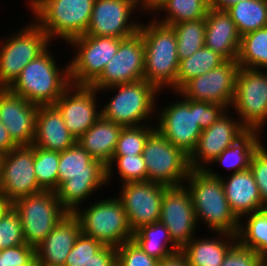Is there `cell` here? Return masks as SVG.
<instances>
[{
  "mask_svg": "<svg viewBox=\"0 0 267 266\" xmlns=\"http://www.w3.org/2000/svg\"><path fill=\"white\" fill-rule=\"evenodd\" d=\"M181 100V101H180ZM158 110L156 130L188 156L195 150L202 130L227 111L224 105L184 98ZM160 115V116H158Z\"/></svg>",
  "mask_w": 267,
  "mask_h": 266,
  "instance_id": "6da1fadb",
  "label": "cell"
},
{
  "mask_svg": "<svg viewBox=\"0 0 267 266\" xmlns=\"http://www.w3.org/2000/svg\"><path fill=\"white\" fill-rule=\"evenodd\" d=\"M104 185H107L106 166L94 160L77 142L59 152L58 189L55 192L68 213H74L83 200Z\"/></svg>",
  "mask_w": 267,
  "mask_h": 266,
  "instance_id": "7a4b0ae2",
  "label": "cell"
},
{
  "mask_svg": "<svg viewBox=\"0 0 267 266\" xmlns=\"http://www.w3.org/2000/svg\"><path fill=\"white\" fill-rule=\"evenodd\" d=\"M184 185L189 190L197 222L212 232L237 235L240 220L231 211L220 177L191 169Z\"/></svg>",
  "mask_w": 267,
  "mask_h": 266,
  "instance_id": "3957f363",
  "label": "cell"
},
{
  "mask_svg": "<svg viewBox=\"0 0 267 266\" xmlns=\"http://www.w3.org/2000/svg\"><path fill=\"white\" fill-rule=\"evenodd\" d=\"M139 33L145 48L144 80L160 91L169 88L176 92L179 57L173 28L153 18L147 25L140 24Z\"/></svg>",
  "mask_w": 267,
  "mask_h": 266,
  "instance_id": "277c9868",
  "label": "cell"
},
{
  "mask_svg": "<svg viewBox=\"0 0 267 266\" xmlns=\"http://www.w3.org/2000/svg\"><path fill=\"white\" fill-rule=\"evenodd\" d=\"M55 60L48 47L24 67L8 89L36 105H53L71 85L69 64L59 69Z\"/></svg>",
  "mask_w": 267,
  "mask_h": 266,
  "instance_id": "5b68a950",
  "label": "cell"
},
{
  "mask_svg": "<svg viewBox=\"0 0 267 266\" xmlns=\"http://www.w3.org/2000/svg\"><path fill=\"white\" fill-rule=\"evenodd\" d=\"M95 0H29L34 21L48 35L68 43L85 35Z\"/></svg>",
  "mask_w": 267,
  "mask_h": 266,
  "instance_id": "8992f818",
  "label": "cell"
},
{
  "mask_svg": "<svg viewBox=\"0 0 267 266\" xmlns=\"http://www.w3.org/2000/svg\"><path fill=\"white\" fill-rule=\"evenodd\" d=\"M117 90L115 96L101 108L102 117L123 127L140 126L149 121L155 112L156 96L160 90L148 81L141 79L100 89L98 92ZM145 121V122H144ZM143 122V123H142Z\"/></svg>",
  "mask_w": 267,
  "mask_h": 266,
  "instance_id": "52a82bcc",
  "label": "cell"
},
{
  "mask_svg": "<svg viewBox=\"0 0 267 266\" xmlns=\"http://www.w3.org/2000/svg\"><path fill=\"white\" fill-rule=\"evenodd\" d=\"M90 204L83 210L78 208L73 213L80 222L82 234L115 248L132 240L133 232L118 197L103 198Z\"/></svg>",
  "mask_w": 267,
  "mask_h": 266,
  "instance_id": "ba28073f",
  "label": "cell"
},
{
  "mask_svg": "<svg viewBox=\"0 0 267 266\" xmlns=\"http://www.w3.org/2000/svg\"><path fill=\"white\" fill-rule=\"evenodd\" d=\"M18 213L26 244L37 247L68 212L61 206L55 191L41 192L12 203Z\"/></svg>",
  "mask_w": 267,
  "mask_h": 266,
  "instance_id": "9c48e42d",
  "label": "cell"
},
{
  "mask_svg": "<svg viewBox=\"0 0 267 266\" xmlns=\"http://www.w3.org/2000/svg\"><path fill=\"white\" fill-rule=\"evenodd\" d=\"M143 159L147 181L167 187L181 186L190 172L189 156L155 130L146 140Z\"/></svg>",
  "mask_w": 267,
  "mask_h": 266,
  "instance_id": "30bf717a",
  "label": "cell"
},
{
  "mask_svg": "<svg viewBox=\"0 0 267 266\" xmlns=\"http://www.w3.org/2000/svg\"><path fill=\"white\" fill-rule=\"evenodd\" d=\"M125 38L82 35L71 39L69 46L76 48L69 64V78L73 85L90 86L115 56Z\"/></svg>",
  "mask_w": 267,
  "mask_h": 266,
  "instance_id": "8fae6325",
  "label": "cell"
},
{
  "mask_svg": "<svg viewBox=\"0 0 267 266\" xmlns=\"http://www.w3.org/2000/svg\"><path fill=\"white\" fill-rule=\"evenodd\" d=\"M30 24V25H29ZM0 41V80L9 87L24 67L50 45L48 35L34 21ZM3 41V42H2Z\"/></svg>",
  "mask_w": 267,
  "mask_h": 266,
  "instance_id": "7c38bea8",
  "label": "cell"
},
{
  "mask_svg": "<svg viewBox=\"0 0 267 266\" xmlns=\"http://www.w3.org/2000/svg\"><path fill=\"white\" fill-rule=\"evenodd\" d=\"M247 130L262 132L267 122V73L239 68L232 106Z\"/></svg>",
  "mask_w": 267,
  "mask_h": 266,
  "instance_id": "4fadbf2b",
  "label": "cell"
},
{
  "mask_svg": "<svg viewBox=\"0 0 267 266\" xmlns=\"http://www.w3.org/2000/svg\"><path fill=\"white\" fill-rule=\"evenodd\" d=\"M43 191L34 172V146H19L0 156V194L11 204Z\"/></svg>",
  "mask_w": 267,
  "mask_h": 266,
  "instance_id": "5bb4252c",
  "label": "cell"
},
{
  "mask_svg": "<svg viewBox=\"0 0 267 266\" xmlns=\"http://www.w3.org/2000/svg\"><path fill=\"white\" fill-rule=\"evenodd\" d=\"M237 60H226L219 67L187 81L177 92L190 100L218 103L227 109L235 98Z\"/></svg>",
  "mask_w": 267,
  "mask_h": 266,
  "instance_id": "9a60e30c",
  "label": "cell"
},
{
  "mask_svg": "<svg viewBox=\"0 0 267 266\" xmlns=\"http://www.w3.org/2000/svg\"><path fill=\"white\" fill-rule=\"evenodd\" d=\"M144 0H95L85 35L128 38L139 32L141 22L130 20Z\"/></svg>",
  "mask_w": 267,
  "mask_h": 266,
  "instance_id": "2e32d148",
  "label": "cell"
},
{
  "mask_svg": "<svg viewBox=\"0 0 267 266\" xmlns=\"http://www.w3.org/2000/svg\"><path fill=\"white\" fill-rule=\"evenodd\" d=\"M166 188L165 185L149 181L122 184L118 198L123 204L133 233L142 226L160 220L162 197Z\"/></svg>",
  "mask_w": 267,
  "mask_h": 266,
  "instance_id": "e0dca14e",
  "label": "cell"
},
{
  "mask_svg": "<svg viewBox=\"0 0 267 266\" xmlns=\"http://www.w3.org/2000/svg\"><path fill=\"white\" fill-rule=\"evenodd\" d=\"M145 48L141 34L120 42L115 56L106 64L101 75L90 85L96 90L144 79Z\"/></svg>",
  "mask_w": 267,
  "mask_h": 266,
  "instance_id": "ac0fdd59",
  "label": "cell"
},
{
  "mask_svg": "<svg viewBox=\"0 0 267 266\" xmlns=\"http://www.w3.org/2000/svg\"><path fill=\"white\" fill-rule=\"evenodd\" d=\"M159 221L167 227L171 238L180 249L195 237L198 222L186 186L165 189Z\"/></svg>",
  "mask_w": 267,
  "mask_h": 266,
  "instance_id": "d6986e66",
  "label": "cell"
},
{
  "mask_svg": "<svg viewBox=\"0 0 267 266\" xmlns=\"http://www.w3.org/2000/svg\"><path fill=\"white\" fill-rule=\"evenodd\" d=\"M97 93L91 86L71 84L53 104L76 140L102 116L96 105Z\"/></svg>",
  "mask_w": 267,
  "mask_h": 266,
  "instance_id": "ffe728a7",
  "label": "cell"
},
{
  "mask_svg": "<svg viewBox=\"0 0 267 266\" xmlns=\"http://www.w3.org/2000/svg\"><path fill=\"white\" fill-rule=\"evenodd\" d=\"M228 114L227 111L209 128L202 130L197 146L189 156L190 169H207L209 164L212 165L225 149L247 131L238 118Z\"/></svg>",
  "mask_w": 267,
  "mask_h": 266,
  "instance_id": "44dd1931",
  "label": "cell"
},
{
  "mask_svg": "<svg viewBox=\"0 0 267 266\" xmlns=\"http://www.w3.org/2000/svg\"><path fill=\"white\" fill-rule=\"evenodd\" d=\"M38 108L9 89L0 96V120L18 147L33 144Z\"/></svg>",
  "mask_w": 267,
  "mask_h": 266,
  "instance_id": "7402d4cb",
  "label": "cell"
},
{
  "mask_svg": "<svg viewBox=\"0 0 267 266\" xmlns=\"http://www.w3.org/2000/svg\"><path fill=\"white\" fill-rule=\"evenodd\" d=\"M205 170L211 176L220 177L230 209L240 221L243 220L244 215L266 208L254 176L249 168L244 171L232 173L226 180L209 167Z\"/></svg>",
  "mask_w": 267,
  "mask_h": 266,
  "instance_id": "603a6c76",
  "label": "cell"
},
{
  "mask_svg": "<svg viewBox=\"0 0 267 266\" xmlns=\"http://www.w3.org/2000/svg\"><path fill=\"white\" fill-rule=\"evenodd\" d=\"M81 233V225L73 213H68L47 237L35 247L36 257L44 266H64L66 257Z\"/></svg>",
  "mask_w": 267,
  "mask_h": 266,
  "instance_id": "cb8c5ba5",
  "label": "cell"
},
{
  "mask_svg": "<svg viewBox=\"0 0 267 266\" xmlns=\"http://www.w3.org/2000/svg\"><path fill=\"white\" fill-rule=\"evenodd\" d=\"M205 26V47L217 52L225 60H237L241 35L230 14L226 10L210 7Z\"/></svg>",
  "mask_w": 267,
  "mask_h": 266,
  "instance_id": "d4e9b609",
  "label": "cell"
},
{
  "mask_svg": "<svg viewBox=\"0 0 267 266\" xmlns=\"http://www.w3.org/2000/svg\"><path fill=\"white\" fill-rule=\"evenodd\" d=\"M76 143L54 105H40L35 119L33 146L62 152Z\"/></svg>",
  "mask_w": 267,
  "mask_h": 266,
  "instance_id": "484cf974",
  "label": "cell"
},
{
  "mask_svg": "<svg viewBox=\"0 0 267 266\" xmlns=\"http://www.w3.org/2000/svg\"><path fill=\"white\" fill-rule=\"evenodd\" d=\"M122 128V125L106 120L101 116L76 142L94 160H99L107 167L112 160Z\"/></svg>",
  "mask_w": 267,
  "mask_h": 266,
  "instance_id": "4316f807",
  "label": "cell"
},
{
  "mask_svg": "<svg viewBox=\"0 0 267 266\" xmlns=\"http://www.w3.org/2000/svg\"><path fill=\"white\" fill-rule=\"evenodd\" d=\"M215 234L219 235V237L215 235L216 239H197L196 236V239L194 237L181 249L189 266H221L225 255L237 242V235L225 232H215Z\"/></svg>",
  "mask_w": 267,
  "mask_h": 266,
  "instance_id": "83f0119b",
  "label": "cell"
},
{
  "mask_svg": "<svg viewBox=\"0 0 267 266\" xmlns=\"http://www.w3.org/2000/svg\"><path fill=\"white\" fill-rule=\"evenodd\" d=\"M132 240L150 257L161 261L181 249L174 243L167 227L160 221L137 229Z\"/></svg>",
  "mask_w": 267,
  "mask_h": 266,
  "instance_id": "f1b7e54d",
  "label": "cell"
},
{
  "mask_svg": "<svg viewBox=\"0 0 267 266\" xmlns=\"http://www.w3.org/2000/svg\"><path fill=\"white\" fill-rule=\"evenodd\" d=\"M261 132L247 130L229 148L225 149L213 162L220 163L224 168L231 169L233 173L244 171L249 168L253 152L259 147Z\"/></svg>",
  "mask_w": 267,
  "mask_h": 266,
  "instance_id": "f546056e",
  "label": "cell"
},
{
  "mask_svg": "<svg viewBox=\"0 0 267 266\" xmlns=\"http://www.w3.org/2000/svg\"><path fill=\"white\" fill-rule=\"evenodd\" d=\"M244 216L245 218L247 216V223L240 221L237 241L242 246L254 250L265 260L267 258V208Z\"/></svg>",
  "mask_w": 267,
  "mask_h": 266,
  "instance_id": "4dcf8cb0",
  "label": "cell"
},
{
  "mask_svg": "<svg viewBox=\"0 0 267 266\" xmlns=\"http://www.w3.org/2000/svg\"><path fill=\"white\" fill-rule=\"evenodd\" d=\"M237 62L240 68L267 72V27L241 36Z\"/></svg>",
  "mask_w": 267,
  "mask_h": 266,
  "instance_id": "1f68e13d",
  "label": "cell"
},
{
  "mask_svg": "<svg viewBox=\"0 0 267 266\" xmlns=\"http://www.w3.org/2000/svg\"><path fill=\"white\" fill-rule=\"evenodd\" d=\"M242 36L267 27V0H243L226 10Z\"/></svg>",
  "mask_w": 267,
  "mask_h": 266,
  "instance_id": "d6a6232c",
  "label": "cell"
},
{
  "mask_svg": "<svg viewBox=\"0 0 267 266\" xmlns=\"http://www.w3.org/2000/svg\"><path fill=\"white\" fill-rule=\"evenodd\" d=\"M210 9L209 0H165L156 10L157 15L164 11L166 15L160 20L154 18L157 22L165 25L178 24L185 21H194L203 19L207 16Z\"/></svg>",
  "mask_w": 267,
  "mask_h": 266,
  "instance_id": "836d02e7",
  "label": "cell"
},
{
  "mask_svg": "<svg viewBox=\"0 0 267 266\" xmlns=\"http://www.w3.org/2000/svg\"><path fill=\"white\" fill-rule=\"evenodd\" d=\"M226 60L213 50L203 47L189 58L179 61L176 92L189 80L219 67Z\"/></svg>",
  "mask_w": 267,
  "mask_h": 266,
  "instance_id": "e575fe53",
  "label": "cell"
},
{
  "mask_svg": "<svg viewBox=\"0 0 267 266\" xmlns=\"http://www.w3.org/2000/svg\"><path fill=\"white\" fill-rule=\"evenodd\" d=\"M177 37L179 61L189 58L205 46V18L170 25Z\"/></svg>",
  "mask_w": 267,
  "mask_h": 266,
  "instance_id": "d590c367",
  "label": "cell"
},
{
  "mask_svg": "<svg viewBox=\"0 0 267 266\" xmlns=\"http://www.w3.org/2000/svg\"><path fill=\"white\" fill-rule=\"evenodd\" d=\"M59 152L34 146V172L43 190L58 189Z\"/></svg>",
  "mask_w": 267,
  "mask_h": 266,
  "instance_id": "8d00e7d4",
  "label": "cell"
},
{
  "mask_svg": "<svg viewBox=\"0 0 267 266\" xmlns=\"http://www.w3.org/2000/svg\"><path fill=\"white\" fill-rule=\"evenodd\" d=\"M113 165L117 167L122 184L127 182L147 181V168L142 154L113 155L106 167V182L111 181Z\"/></svg>",
  "mask_w": 267,
  "mask_h": 266,
  "instance_id": "74e56055",
  "label": "cell"
},
{
  "mask_svg": "<svg viewBox=\"0 0 267 266\" xmlns=\"http://www.w3.org/2000/svg\"><path fill=\"white\" fill-rule=\"evenodd\" d=\"M155 130L156 126H148L147 122L145 125L123 127L113 155L142 154L146 140Z\"/></svg>",
  "mask_w": 267,
  "mask_h": 266,
  "instance_id": "f35d334b",
  "label": "cell"
},
{
  "mask_svg": "<svg viewBox=\"0 0 267 266\" xmlns=\"http://www.w3.org/2000/svg\"><path fill=\"white\" fill-rule=\"evenodd\" d=\"M25 244L21 220L11 206L0 218V250Z\"/></svg>",
  "mask_w": 267,
  "mask_h": 266,
  "instance_id": "ab89813d",
  "label": "cell"
},
{
  "mask_svg": "<svg viewBox=\"0 0 267 266\" xmlns=\"http://www.w3.org/2000/svg\"><path fill=\"white\" fill-rule=\"evenodd\" d=\"M104 245L82 233L75 240L74 246L66 257L64 266H89L90 260Z\"/></svg>",
  "mask_w": 267,
  "mask_h": 266,
  "instance_id": "60d3db41",
  "label": "cell"
},
{
  "mask_svg": "<svg viewBox=\"0 0 267 266\" xmlns=\"http://www.w3.org/2000/svg\"><path fill=\"white\" fill-rule=\"evenodd\" d=\"M117 249V266H157L158 260L145 253L133 240L124 242Z\"/></svg>",
  "mask_w": 267,
  "mask_h": 266,
  "instance_id": "b9f144b4",
  "label": "cell"
},
{
  "mask_svg": "<svg viewBox=\"0 0 267 266\" xmlns=\"http://www.w3.org/2000/svg\"><path fill=\"white\" fill-rule=\"evenodd\" d=\"M264 144L253 152L249 169L251 170L258 186L264 206L267 208V149Z\"/></svg>",
  "mask_w": 267,
  "mask_h": 266,
  "instance_id": "7bdbcfd3",
  "label": "cell"
},
{
  "mask_svg": "<svg viewBox=\"0 0 267 266\" xmlns=\"http://www.w3.org/2000/svg\"><path fill=\"white\" fill-rule=\"evenodd\" d=\"M221 266H265V260L237 241L225 255Z\"/></svg>",
  "mask_w": 267,
  "mask_h": 266,
  "instance_id": "ee69618b",
  "label": "cell"
},
{
  "mask_svg": "<svg viewBox=\"0 0 267 266\" xmlns=\"http://www.w3.org/2000/svg\"><path fill=\"white\" fill-rule=\"evenodd\" d=\"M35 257V247L26 243L3 249L4 266H26Z\"/></svg>",
  "mask_w": 267,
  "mask_h": 266,
  "instance_id": "f6af8a7d",
  "label": "cell"
},
{
  "mask_svg": "<svg viewBox=\"0 0 267 266\" xmlns=\"http://www.w3.org/2000/svg\"><path fill=\"white\" fill-rule=\"evenodd\" d=\"M89 266H117V249L104 245L92 256Z\"/></svg>",
  "mask_w": 267,
  "mask_h": 266,
  "instance_id": "bcb514c9",
  "label": "cell"
},
{
  "mask_svg": "<svg viewBox=\"0 0 267 266\" xmlns=\"http://www.w3.org/2000/svg\"><path fill=\"white\" fill-rule=\"evenodd\" d=\"M18 146L12 141L8 130L0 120V156L7 154Z\"/></svg>",
  "mask_w": 267,
  "mask_h": 266,
  "instance_id": "7dc6e473",
  "label": "cell"
},
{
  "mask_svg": "<svg viewBox=\"0 0 267 266\" xmlns=\"http://www.w3.org/2000/svg\"><path fill=\"white\" fill-rule=\"evenodd\" d=\"M157 266H189L185 255L179 251L161 261Z\"/></svg>",
  "mask_w": 267,
  "mask_h": 266,
  "instance_id": "c3c4849f",
  "label": "cell"
},
{
  "mask_svg": "<svg viewBox=\"0 0 267 266\" xmlns=\"http://www.w3.org/2000/svg\"><path fill=\"white\" fill-rule=\"evenodd\" d=\"M240 1L243 0H209V5L213 9L227 10L229 7Z\"/></svg>",
  "mask_w": 267,
  "mask_h": 266,
  "instance_id": "681fc988",
  "label": "cell"
},
{
  "mask_svg": "<svg viewBox=\"0 0 267 266\" xmlns=\"http://www.w3.org/2000/svg\"><path fill=\"white\" fill-rule=\"evenodd\" d=\"M165 0H144V12H154Z\"/></svg>",
  "mask_w": 267,
  "mask_h": 266,
  "instance_id": "f907efd6",
  "label": "cell"
},
{
  "mask_svg": "<svg viewBox=\"0 0 267 266\" xmlns=\"http://www.w3.org/2000/svg\"><path fill=\"white\" fill-rule=\"evenodd\" d=\"M11 206L12 204L2 194H0V218Z\"/></svg>",
  "mask_w": 267,
  "mask_h": 266,
  "instance_id": "816d5d0a",
  "label": "cell"
},
{
  "mask_svg": "<svg viewBox=\"0 0 267 266\" xmlns=\"http://www.w3.org/2000/svg\"><path fill=\"white\" fill-rule=\"evenodd\" d=\"M26 266H44V265L41 263V261L37 257H35Z\"/></svg>",
  "mask_w": 267,
  "mask_h": 266,
  "instance_id": "f5cc1de1",
  "label": "cell"
},
{
  "mask_svg": "<svg viewBox=\"0 0 267 266\" xmlns=\"http://www.w3.org/2000/svg\"><path fill=\"white\" fill-rule=\"evenodd\" d=\"M8 89V87L0 80V96Z\"/></svg>",
  "mask_w": 267,
  "mask_h": 266,
  "instance_id": "db71d44e",
  "label": "cell"
},
{
  "mask_svg": "<svg viewBox=\"0 0 267 266\" xmlns=\"http://www.w3.org/2000/svg\"><path fill=\"white\" fill-rule=\"evenodd\" d=\"M0 266H4V263H3V249L0 250Z\"/></svg>",
  "mask_w": 267,
  "mask_h": 266,
  "instance_id": "11a10c76",
  "label": "cell"
}]
</instances>
